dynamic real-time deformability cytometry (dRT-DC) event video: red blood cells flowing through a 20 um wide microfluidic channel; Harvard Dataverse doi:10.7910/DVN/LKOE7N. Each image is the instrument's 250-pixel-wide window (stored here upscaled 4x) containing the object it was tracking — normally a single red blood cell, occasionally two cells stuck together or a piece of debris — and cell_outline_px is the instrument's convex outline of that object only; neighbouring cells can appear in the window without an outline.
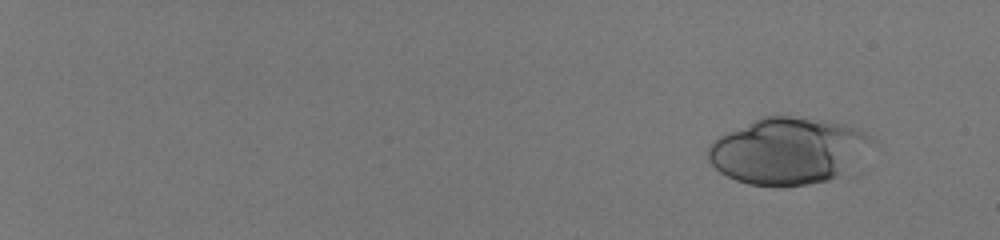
{"species": "human", "species_latin": "Homo sapiens", "temperature_condition": "room temperature", "stored_images_in_passage": 55, "camera_frame_rate_fps": 3000, "um_per_image_px": 0.085, "donor": {"sex": "male"}, "frame": {"image": 1, "passage_image": 6, "time_ms": 1.667, "image_size_px": [1000, 240], "cell_outline_px": [[876, 140], [840, 176], [828, 180], [808, 184], [780, 188], [748, 184], [736, 180], [720, 172], [708, 160], [708, 144], [712, 140], [760, 116], [792, 116], [828, 120], [860, 128], [872, 136]], "centroid_in_image_um": [66.97, 12.82], "position_along_channel_um": 18.0, "area_um2": 63.87}}
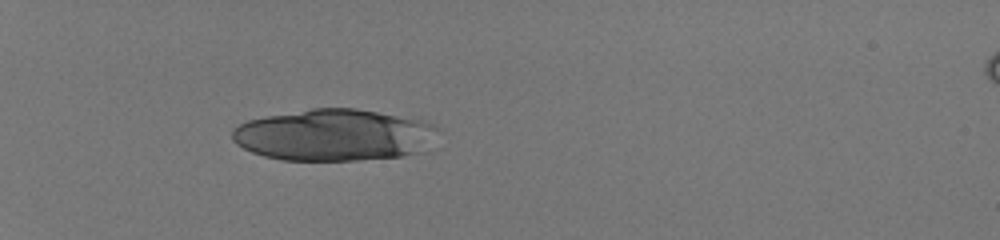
{"frame": {"image": 2, "passage_image": 22, "time_ms": 7.0, "image_size_px": [1000, 240], "cell_outline_px": [[440, 128], [424, 152], [404, 156], [356, 160], [280, 160], [264, 156], [252, 152], [236, 144], [232, 140], [232, 128], [248, 120], [264, 116], [312, 108], [356, 108], [424, 120]], "centroid_in_image_um": [28.41, 11.47], "position_along_channel_um": 56.6, "area_um2": 62.42}}